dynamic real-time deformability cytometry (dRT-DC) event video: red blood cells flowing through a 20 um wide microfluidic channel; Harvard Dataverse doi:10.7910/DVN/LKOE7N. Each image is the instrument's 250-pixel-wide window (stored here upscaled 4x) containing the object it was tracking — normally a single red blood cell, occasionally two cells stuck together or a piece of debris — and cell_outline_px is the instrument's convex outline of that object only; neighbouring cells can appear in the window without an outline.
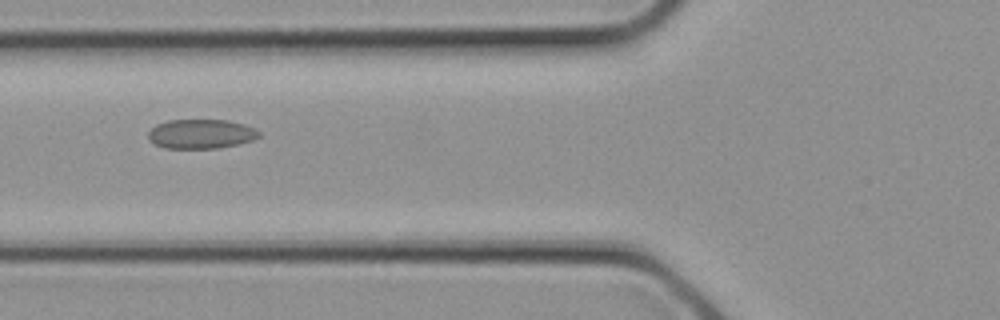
{"species": "common noctule bat (a hibernating species)", "species_latin": "Nyctalus noctula", "temperature_condition": "cold", "stored_images_in_passage": 12, "camera_frame_rate_fps": 3000, "um_per_image_px": 0.085, "animal": {"sex": "female", "body_mass_g": 21.9}, "frame": {"image": 1, "passage_image": 9, "time_ms": 2.667, "image_size_px": [1000, 320], "cell_outline_px": [[260, 136], [252, 140], [236, 144], [216, 148], [164, 148], [148, 140], [148, 132], [156, 124], [168, 120], [228, 120], [244, 124], [256, 128], [260, 132]], "centroid_in_image_um": [17.08, 11.37], "position_along_channel_um": 108.7, "area_um2": 18.96}}
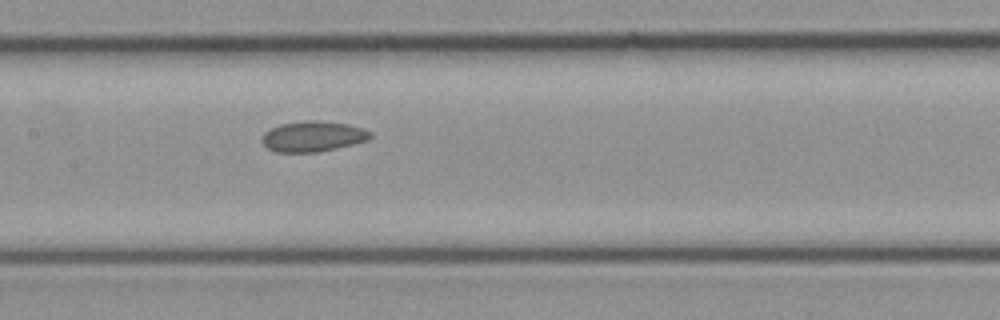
{"frame": {"image": 2, "passage_image": 12, "time_ms": 3.667, "image_size_px": [1000, 320], "cell_outline_px": [[372, 136], [368, 140], [320, 152], [276, 152], [268, 148], [260, 140], [264, 132], [268, 128], [280, 124], [304, 120], [316, 120], [348, 124], [364, 128], [372, 132]], "centroid_in_image_um": [26.58, 11.58], "position_along_channel_um": 180.8, "area_um2": 19.48}}